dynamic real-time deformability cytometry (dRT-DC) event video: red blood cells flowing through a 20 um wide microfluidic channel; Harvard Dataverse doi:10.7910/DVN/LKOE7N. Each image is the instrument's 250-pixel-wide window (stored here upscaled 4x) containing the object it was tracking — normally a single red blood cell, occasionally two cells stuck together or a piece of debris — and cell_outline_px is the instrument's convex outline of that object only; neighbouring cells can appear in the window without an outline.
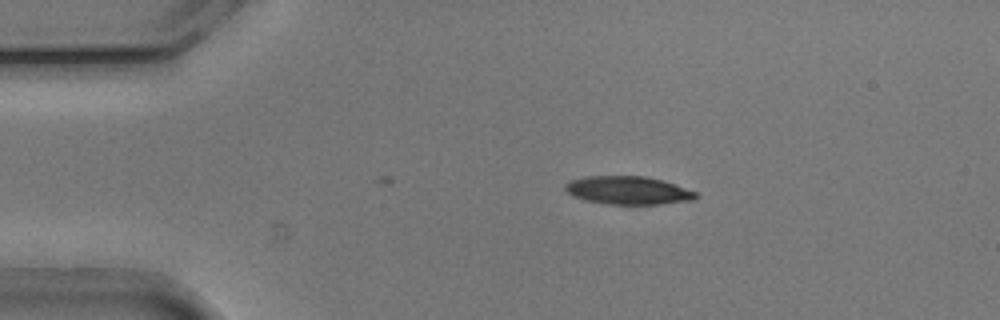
{"species": "common noctule bat (a hibernating species)", "species_latin": "Nyctalus noctula", "temperature_condition": "cold", "stored_images_in_passage": 39, "camera_frame_rate_fps": 3000, "um_per_image_px": 0.085, "animal": {"sex": "male", "body_mass_g": 20.5, "forearm_length_mm": 52.5}, "frame": {"image": 1, "passage_image": 1, "time_ms": 0.0, "image_size_px": [1000, 320], "cell_outline_px": [[700, 196], [696, 200], [660, 204], [604, 204], [584, 200], [572, 196], [564, 188], [564, 184], [572, 180], [588, 176], [648, 176], [664, 180], [676, 184], [696, 192]], "centroid_in_image_um": [53.43, 16.18], "position_along_channel_um": 31.6, "area_um2": 21.73}}
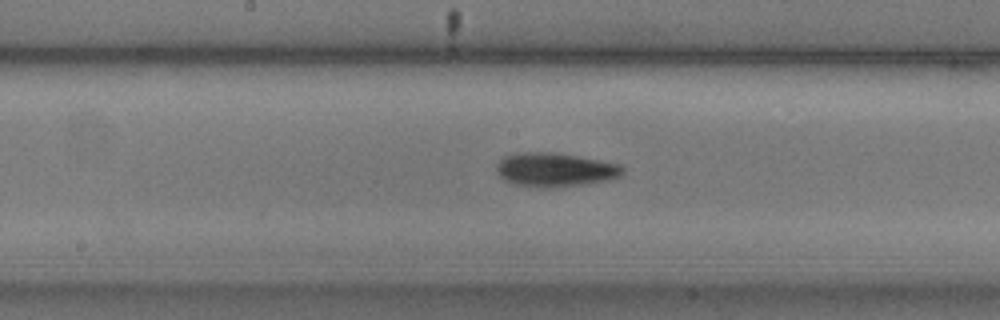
{"frame": {"image": 2, "passage_image": 18, "time_ms": 5.667, "image_size_px": [1000, 320], "cell_outline_px": [[624, 172], [620, 176], [608, 180], [584, 184], [548, 188], [544, 188], [516, 184], [504, 180], [496, 172], [496, 164], [504, 156], [524, 152], [552, 152], [600, 160], [620, 164], [624, 168]], "centroid_in_image_um": [47.17, 14.43], "position_along_channel_um": 201.0, "area_um2": 24.85}}
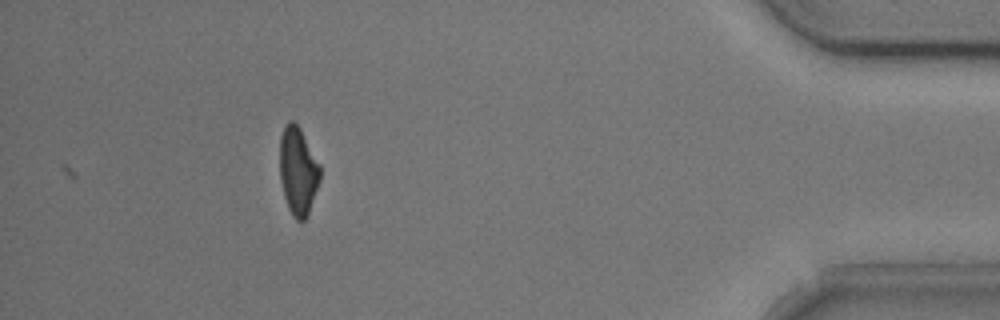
{"frame": {"image": 3, "passage_image": 39, "time_ms": 12.667, "image_size_px": [1000, 320], "cell_outline_px": [[320, 180], [308, 216], [304, 220], [296, 220], [292, 216], [288, 208], [284, 196], [280, 180], [280, 136], [288, 120], [292, 120], [300, 128], [320, 164]], "centroid_in_image_um": [25.33, 14.55], "position_along_channel_um": 409.9, "area_um2": 20.75}, "authors_computed_cell_mechanics": {"area_um2": 22.7732, "velocity_mm_per_s": 3.7851, "shape_relaxation_time_tau1_ms": 3.004, "shape_relaxation_time_tau2_ms": null, "deformation_change_tau1": 0.1371, "deformation_change_tau2": null}}